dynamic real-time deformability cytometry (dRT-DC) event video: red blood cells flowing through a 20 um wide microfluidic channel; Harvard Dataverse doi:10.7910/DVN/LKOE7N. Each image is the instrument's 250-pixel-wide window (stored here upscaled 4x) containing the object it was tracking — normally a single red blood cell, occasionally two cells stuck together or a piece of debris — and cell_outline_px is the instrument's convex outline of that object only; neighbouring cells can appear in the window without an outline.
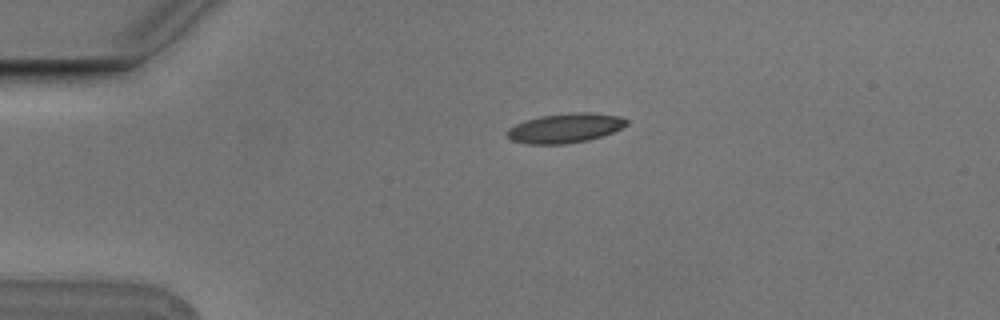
{"species": "Egyptian fruit bat (a non-hibernating species)", "species_latin": "Rousettus aegyptiacus", "temperature_condition": "cold", "stored_images_in_passage": 2, "camera_frame_rate_fps": 3000, "um_per_image_px": 0.085, "animal": {"sex": "male"}, "frame": {"image": 1, "passage_image": 1, "time_ms": 0.0, "image_size_px": [1000, 320], "cell_outline_px": [[628, 124], [612, 132], [588, 140], [568, 144], [528, 144], [512, 140], [504, 132], [508, 128], [516, 124], [540, 116], [572, 112], [592, 112], [620, 116], [628, 120]], "centroid_in_image_um": [48.04, 10.88], "position_along_channel_um": 37.0, "area_um2": 20.52}}